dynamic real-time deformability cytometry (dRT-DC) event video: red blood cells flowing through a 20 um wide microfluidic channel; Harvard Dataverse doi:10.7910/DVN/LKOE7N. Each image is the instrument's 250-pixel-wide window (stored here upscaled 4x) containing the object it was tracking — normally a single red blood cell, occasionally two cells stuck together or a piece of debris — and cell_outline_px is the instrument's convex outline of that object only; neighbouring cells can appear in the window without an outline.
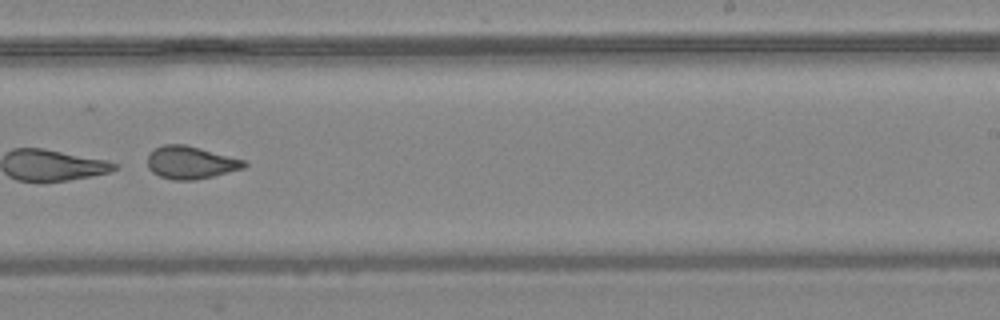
{"species": "common noctule bat (a hibernating species)", "species_latin": "Nyctalus noctula", "temperature_condition": "warm", "stored_images_in_passage": 11, "camera_frame_rate_fps": 3000, "um_per_image_px": 0.085, "animal": {"sex": "female", "body_mass_g": 24.6, "forearm_length_mm": 56.2}, "frame": {"image": 1, "passage_image": 6, "time_ms": 1.667, "image_size_px": [1000, 320], "cell_outline_px": [[248, 164], [244, 168], [196, 180], [172, 180], [160, 176], [152, 172], [148, 168], [148, 156], [152, 148], [164, 144], [184, 144], [200, 148], [244, 160]], "centroid_in_image_um": [16.17, 13.81], "position_along_channel_um": 272.8, "area_um2": 18.38}}
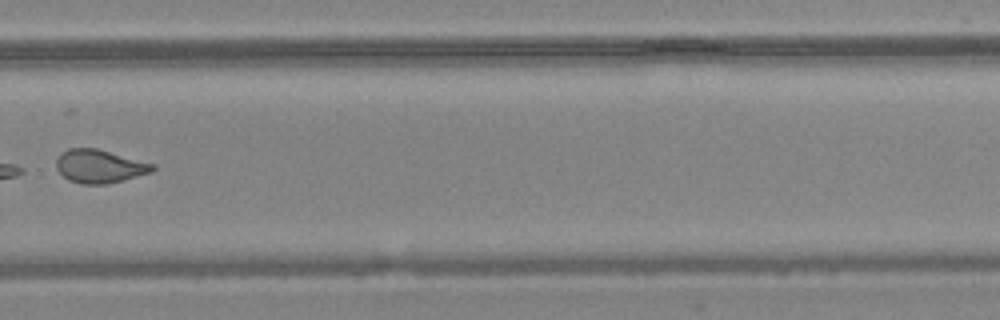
{"frame": {"image": 2, "passage_image": 7, "time_ms": 2.0, "image_size_px": [1000, 320], "cell_outline_px": [[156, 168], [152, 172], [108, 184], [80, 184], [68, 180], [56, 168], [56, 160], [68, 148], [96, 148], [156, 164]], "centroid_in_image_um": [8.49, 14.14], "position_along_channel_um": 321.3, "area_um2": 18.67}}